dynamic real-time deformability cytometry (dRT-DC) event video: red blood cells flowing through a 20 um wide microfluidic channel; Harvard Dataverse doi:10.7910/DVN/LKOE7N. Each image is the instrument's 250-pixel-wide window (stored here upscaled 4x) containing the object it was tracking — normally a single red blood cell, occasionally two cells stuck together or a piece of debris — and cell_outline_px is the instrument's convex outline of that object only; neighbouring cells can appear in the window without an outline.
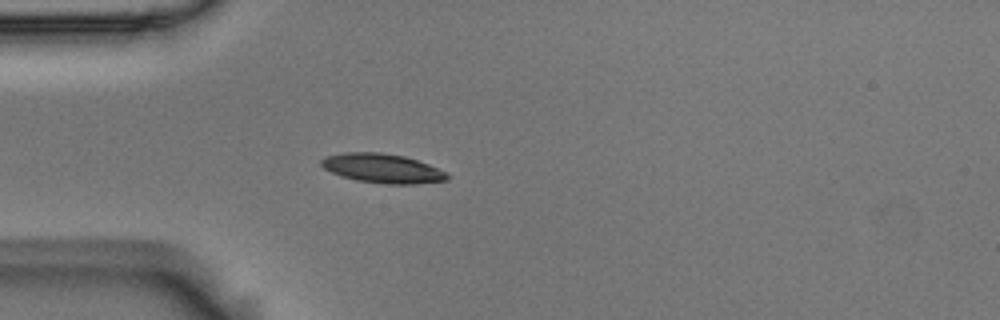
{"species": "Egyptian fruit bat (a non-hibernating species)", "species_latin": "Rousettus aegyptiacus", "temperature_condition": "room temperature", "stored_images_in_passage": 4, "camera_frame_rate_fps": 3000, "um_per_image_px": 0.085, "animal": {"sex": "male"}, "frame": {"image": 1, "passage_image": 4, "time_ms": 1.0, "image_size_px": [1000, 320], "cell_outline_px": [[452, 176], [448, 180], [416, 184], [388, 184], [356, 180], [332, 172], [324, 168], [320, 164], [320, 160], [328, 156], [348, 152], [380, 152], [404, 156], [428, 164], [448, 172]], "centroid_in_image_um": [32.58, 14.31], "position_along_channel_um": 52.4, "area_um2": 21.39}}